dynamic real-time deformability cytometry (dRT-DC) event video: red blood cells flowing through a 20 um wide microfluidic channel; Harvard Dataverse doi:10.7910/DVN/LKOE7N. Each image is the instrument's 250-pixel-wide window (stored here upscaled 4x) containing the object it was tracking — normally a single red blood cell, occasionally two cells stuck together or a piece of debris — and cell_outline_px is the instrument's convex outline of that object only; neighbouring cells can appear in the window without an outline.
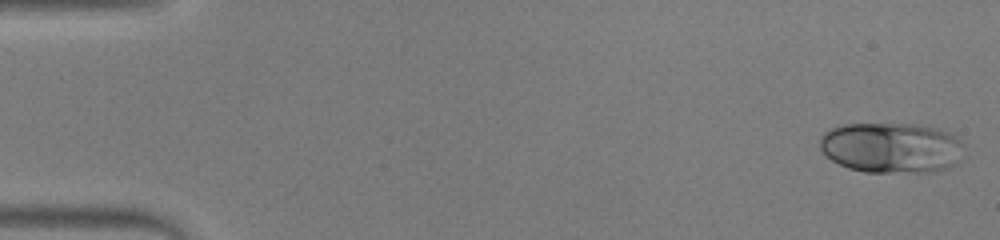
{"species": "human", "species_latin": "Homo sapiens", "temperature_condition": "warm", "stored_images_in_passage": 47, "camera_frame_rate_fps": 3000, "um_per_image_px": 0.085, "donor": {"sex": "male"}, "frame": {"image": 1, "passage_image": 1, "time_ms": 0.0, "image_size_px": [1000, 240], "cell_outline_px": [[964, 144], [960, 160], [956, 164], [948, 168], [936, 172], [864, 172], [848, 168], [832, 160], [820, 148], [820, 136], [824, 132], [832, 128], [844, 124], [912, 124], [932, 128], [948, 132], [960, 140]], "centroid_in_image_um": [75.78, 12.57], "position_along_channel_um": 9.2, "area_um2": 42.48}}
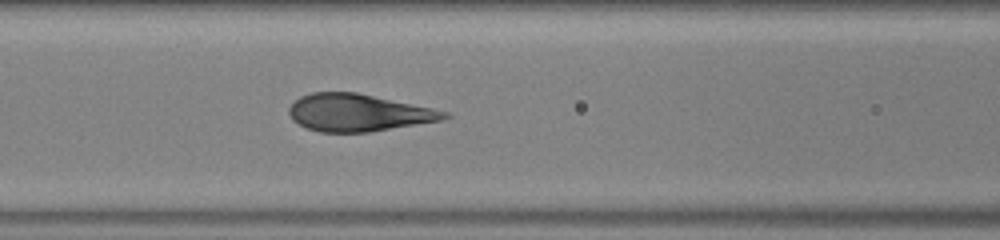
{"frame": {"image": 2, "passage_image": 20, "time_ms": 6.333, "image_size_px": [1000, 240], "cell_outline_px": [[452, 116], [440, 120], [368, 132], [320, 132], [308, 128], [292, 120], [288, 112], [288, 108], [300, 96], [312, 92], [356, 92], [452, 112]], "centroid_in_image_um": [30.46, 9.57], "position_along_channel_um": 136.1, "area_um2": 33.52}}
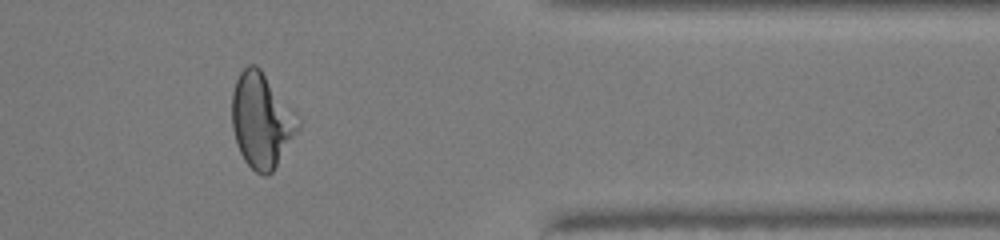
{"frame": {"image": 3, "passage_image": 39, "time_ms": 12.667, "image_size_px": [1000, 240], "cell_outline_px": [[300, 128], [272, 172], [268, 176], [264, 176], [256, 172], [244, 160], [236, 144], [232, 128], [232, 92], [236, 80], [240, 72], [248, 64], [256, 64], [260, 68], [300, 116]], "centroid_in_image_um": [22.24, 10.22], "position_along_channel_um": 389.2, "area_um2": 36.82}, "authors_computed_cell_mechanics": {"area_um2": 36.6452, "velocity_mm_per_s": 4.2978, "shape_relaxation_time_tau1_ms": 7.1915, "shape_relaxation_time_tau2_ms": null, "deformation_change_tau1": 0.2638, "deformation_change_tau2": null}}